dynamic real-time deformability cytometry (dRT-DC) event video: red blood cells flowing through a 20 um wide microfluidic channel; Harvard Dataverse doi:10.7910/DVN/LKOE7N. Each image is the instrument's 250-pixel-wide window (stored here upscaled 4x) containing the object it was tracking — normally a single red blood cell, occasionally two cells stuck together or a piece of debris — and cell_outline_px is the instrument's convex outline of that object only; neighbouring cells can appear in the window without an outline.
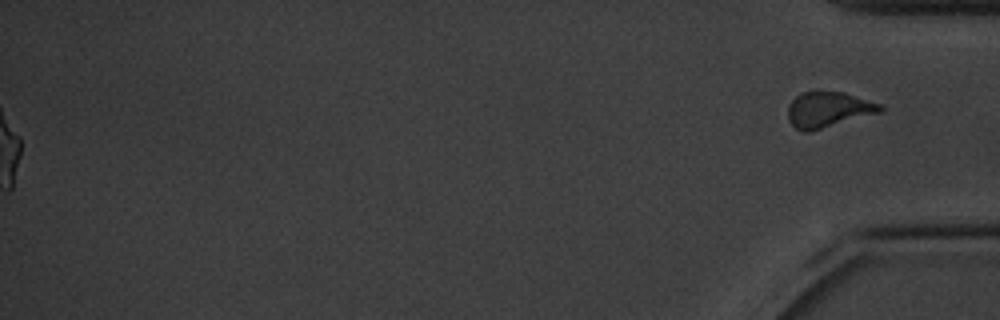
{"species": "common noctule bat (a hibernating species)", "species_latin": "Nyctalus noctula", "temperature_condition": "cold", "stored_images_in_passage": 49, "segment_of_instrument_passage": [2, 2], "camera_frame_rate_fps": 3000, "um_per_image_px": 0.085, "animal": {"sex": "male", "body_mass_g": 20.1, "forearm_length_mm": 53.5}, "frame": {"image": 1, "passage_image": 49, "time_ms": 16.0, "image_size_px": [1000, 320], "cell_outline_px": [[884, 108], [880, 112], [808, 132], [804, 132], [796, 128], [788, 120], [788, 104], [800, 92], [844, 92], [880, 104]], "centroid_in_image_um": [70.37, 9.31], "position_along_channel_um": 364.8, "area_um2": 18.84}}